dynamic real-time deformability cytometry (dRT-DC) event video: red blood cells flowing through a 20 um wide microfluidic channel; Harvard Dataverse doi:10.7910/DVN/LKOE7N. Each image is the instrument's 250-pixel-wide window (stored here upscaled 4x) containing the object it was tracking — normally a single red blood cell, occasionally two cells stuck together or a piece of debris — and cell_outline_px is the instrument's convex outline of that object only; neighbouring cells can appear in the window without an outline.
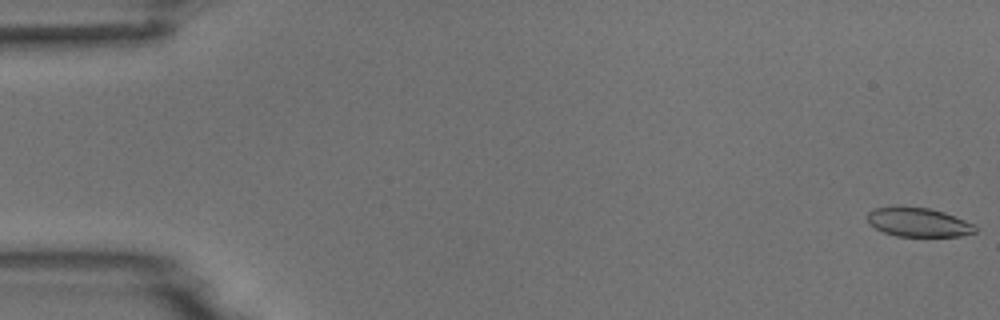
{"species": "common noctule bat (a hibernating species)", "species_latin": "Nyctalus noctula", "temperature_condition": "room temperature", "stored_images_in_passage": 6, "camera_frame_rate_fps": 3000, "um_per_image_px": 0.085, "animal": {"sex": "male", "body_mass_g": 18.8}, "frame": {"image": 1, "passage_image": 1, "time_ms": 0.0, "image_size_px": [1000, 320], "cell_outline_px": [[976, 232], [960, 236], [896, 236], [884, 232], [868, 224], [868, 212], [872, 208], [896, 204], [900, 204], [928, 208], [944, 212], [964, 220], [972, 224], [976, 228]], "centroid_in_image_um": [77.98, 18.85], "position_along_channel_um": 7.0, "area_um2": 18.61}}
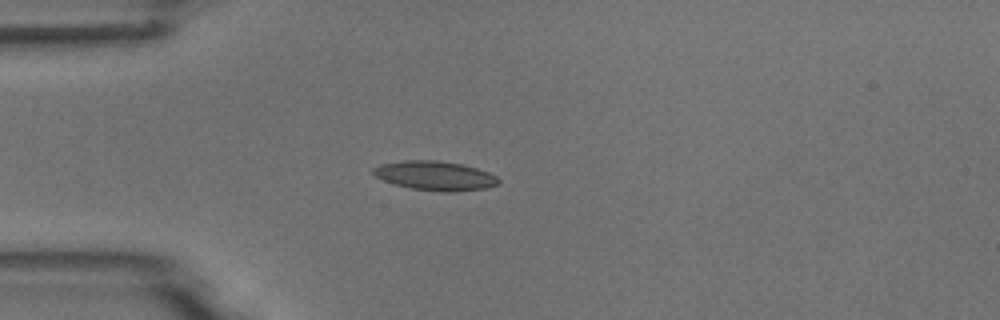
{"frame": {"image": 2, "passage_image": 5, "time_ms": 4.667, "image_size_px": [1000, 320], "cell_outline_px": [[500, 184], [484, 188], [452, 192], [444, 192], [412, 188], [396, 184], [384, 180], [376, 176], [372, 172], [372, 168], [380, 164], [404, 160], [436, 160], [464, 164], [488, 172], [496, 176], [500, 180]], "centroid_in_image_um": [37.0, 14.92], "position_along_channel_um": 48.0, "area_um2": 21.27}}